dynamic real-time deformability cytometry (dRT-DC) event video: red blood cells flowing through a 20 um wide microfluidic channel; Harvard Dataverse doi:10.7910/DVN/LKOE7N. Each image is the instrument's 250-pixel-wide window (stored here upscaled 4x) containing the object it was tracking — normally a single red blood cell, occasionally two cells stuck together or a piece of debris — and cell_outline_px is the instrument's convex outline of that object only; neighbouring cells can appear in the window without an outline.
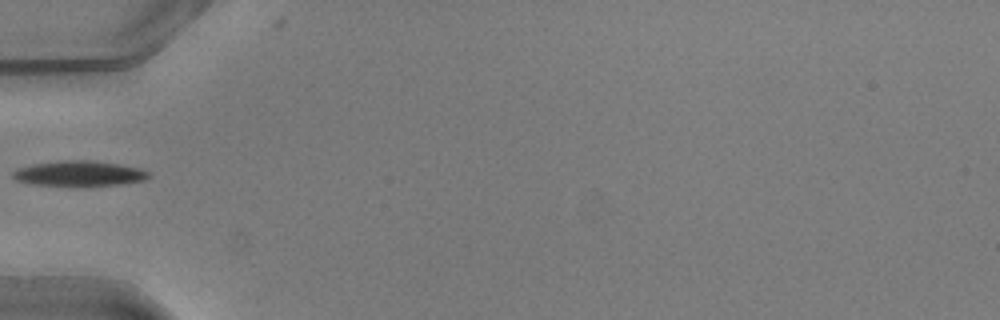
{"species": "common noctule bat (a hibernating species)", "species_latin": "Nyctalus noctula", "temperature_condition": "warm", "stored_images_in_passage": 3, "camera_frame_rate_fps": 3000, "um_per_image_px": 0.085, "animal": {"sex": "male", "body_mass_g": 20.5, "forearm_length_mm": 52.5}, "frame": {"image": 1, "passage_image": 1, "time_ms": 0.0, "image_size_px": [1000, 320], "cell_outline_px": [[152, 176], [144, 180], [120, 184], [32, 184], [16, 180], [12, 176], [12, 172], [16, 168], [32, 164], [60, 160], [92, 160], [120, 164], [140, 168], [148, 172]], "centroid_in_image_um": [6.72, 14.71], "position_along_channel_um": 78.3, "area_um2": 19.54}}